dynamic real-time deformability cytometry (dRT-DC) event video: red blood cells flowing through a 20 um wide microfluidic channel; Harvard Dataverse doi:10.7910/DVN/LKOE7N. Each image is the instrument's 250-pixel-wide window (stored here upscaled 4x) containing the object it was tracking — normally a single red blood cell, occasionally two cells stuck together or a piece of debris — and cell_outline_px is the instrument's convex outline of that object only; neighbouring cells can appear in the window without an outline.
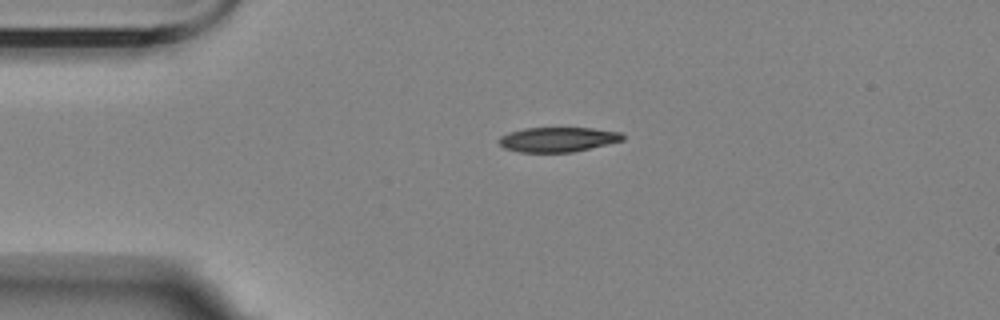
{"species": "Egyptian fruit bat (a non-hibernating species)", "species_latin": "Rousettus aegyptiacus", "temperature_condition": "room temperature", "stored_images_in_passage": 2, "camera_frame_rate_fps": 3000, "um_per_image_px": 0.085, "animal": {"sex": "female"}, "frame": {"image": 1, "passage_image": 1, "time_ms": 0.0, "image_size_px": [1000, 320], "cell_outline_px": [[624, 140], [608, 144], [572, 152], [520, 152], [504, 148], [496, 140], [500, 136], [508, 132], [524, 128], [592, 128], [620, 132], [624, 136]], "centroid_in_image_um": [47.38, 11.85], "position_along_channel_um": 37.6, "area_um2": 17.86}}